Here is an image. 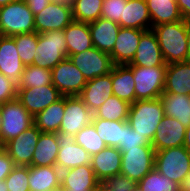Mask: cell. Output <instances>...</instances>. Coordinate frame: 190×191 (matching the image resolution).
Instances as JSON below:
<instances>
[{"mask_svg": "<svg viewBox=\"0 0 190 191\" xmlns=\"http://www.w3.org/2000/svg\"><path fill=\"white\" fill-rule=\"evenodd\" d=\"M165 63H179L188 60V22L180 20L162 23L152 27Z\"/></svg>", "mask_w": 190, "mask_h": 191, "instance_id": "1", "label": "cell"}, {"mask_svg": "<svg viewBox=\"0 0 190 191\" xmlns=\"http://www.w3.org/2000/svg\"><path fill=\"white\" fill-rule=\"evenodd\" d=\"M164 116L160 98L138 100L130 104L127 122L133 130L151 143Z\"/></svg>", "mask_w": 190, "mask_h": 191, "instance_id": "2", "label": "cell"}, {"mask_svg": "<svg viewBox=\"0 0 190 191\" xmlns=\"http://www.w3.org/2000/svg\"><path fill=\"white\" fill-rule=\"evenodd\" d=\"M35 32L34 14L24 0L0 7V35L14 36Z\"/></svg>", "mask_w": 190, "mask_h": 191, "instance_id": "3", "label": "cell"}, {"mask_svg": "<svg viewBox=\"0 0 190 191\" xmlns=\"http://www.w3.org/2000/svg\"><path fill=\"white\" fill-rule=\"evenodd\" d=\"M68 58L67 43L63 30H51L38 34V46L33 65L52 70Z\"/></svg>", "mask_w": 190, "mask_h": 191, "instance_id": "4", "label": "cell"}, {"mask_svg": "<svg viewBox=\"0 0 190 191\" xmlns=\"http://www.w3.org/2000/svg\"><path fill=\"white\" fill-rule=\"evenodd\" d=\"M128 66L132 69L135 81V101L151 100L161 96L164 92L167 65L149 68Z\"/></svg>", "mask_w": 190, "mask_h": 191, "instance_id": "5", "label": "cell"}, {"mask_svg": "<svg viewBox=\"0 0 190 191\" xmlns=\"http://www.w3.org/2000/svg\"><path fill=\"white\" fill-rule=\"evenodd\" d=\"M1 141L5 144L34 124V117L18 98L1 104Z\"/></svg>", "mask_w": 190, "mask_h": 191, "instance_id": "6", "label": "cell"}, {"mask_svg": "<svg viewBox=\"0 0 190 191\" xmlns=\"http://www.w3.org/2000/svg\"><path fill=\"white\" fill-rule=\"evenodd\" d=\"M155 168L160 174L180 184L190 171V153L184 146L155 151Z\"/></svg>", "mask_w": 190, "mask_h": 191, "instance_id": "7", "label": "cell"}, {"mask_svg": "<svg viewBox=\"0 0 190 191\" xmlns=\"http://www.w3.org/2000/svg\"><path fill=\"white\" fill-rule=\"evenodd\" d=\"M120 152L122 155L120 173L136 183L155 168L153 146H137L129 151Z\"/></svg>", "mask_w": 190, "mask_h": 191, "instance_id": "8", "label": "cell"}, {"mask_svg": "<svg viewBox=\"0 0 190 191\" xmlns=\"http://www.w3.org/2000/svg\"><path fill=\"white\" fill-rule=\"evenodd\" d=\"M68 58L83 74L86 81L109 74L114 66L109 53L100 51L96 47L69 55Z\"/></svg>", "mask_w": 190, "mask_h": 191, "instance_id": "9", "label": "cell"}, {"mask_svg": "<svg viewBox=\"0 0 190 191\" xmlns=\"http://www.w3.org/2000/svg\"><path fill=\"white\" fill-rule=\"evenodd\" d=\"M52 84L63 96H79L86 79L69 58L59 62L52 70Z\"/></svg>", "mask_w": 190, "mask_h": 191, "instance_id": "10", "label": "cell"}, {"mask_svg": "<svg viewBox=\"0 0 190 191\" xmlns=\"http://www.w3.org/2000/svg\"><path fill=\"white\" fill-rule=\"evenodd\" d=\"M41 131L35 124L4 144V150L15 166H32V157Z\"/></svg>", "mask_w": 190, "mask_h": 191, "instance_id": "11", "label": "cell"}, {"mask_svg": "<svg viewBox=\"0 0 190 191\" xmlns=\"http://www.w3.org/2000/svg\"><path fill=\"white\" fill-rule=\"evenodd\" d=\"M93 113L79 96H65L64 116L59 133L75 136L92 123Z\"/></svg>", "mask_w": 190, "mask_h": 191, "instance_id": "12", "label": "cell"}, {"mask_svg": "<svg viewBox=\"0 0 190 191\" xmlns=\"http://www.w3.org/2000/svg\"><path fill=\"white\" fill-rule=\"evenodd\" d=\"M57 140L59 151L55 165L60 171L91 164V155L75 142V136L57 133Z\"/></svg>", "mask_w": 190, "mask_h": 191, "instance_id": "13", "label": "cell"}, {"mask_svg": "<svg viewBox=\"0 0 190 191\" xmlns=\"http://www.w3.org/2000/svg\"><path fill=\"white\" fill-rule=\"evenodd\" d=\"M62 97L63 95L53 84L18 89L17 92V98L33 117Z\"/></svg>", "mask_w": 190, "mask_h": 191, "instance_id": "14", "label": "cell"}, {"mask_svg": "<svg viewBox=\"0 0 190 191\" xmlns=\"http://www.w3.org/2000/svg\"><path fill=\"white\" fill-rule=\"evenodd\" d=\"M73 20L71 10L51 2L44 10L34 15L35 32L41 34L51 30H64Z\"/></svg>", "mask_w": 190, "mask_h": 191, "instance_id": "15", "label": "cell"}, {"mask_svg": "<svg viewBox=\"0 0 190 191\" xmlns=\"http://www.w3.org/2000/svg\"><path fill=\"white\" fill-rule=\"evenodd\" d=\"M145 30L120 27L113 50L109 53L114 65L129 64L136 53Z\"/></svg>", "mask_w": 190, "mask_h": 191, "instance_id": "16", "label": "cell"}, {"mask_svg": "<svg viewBox=\"0 0 190 191\" xmlns=\"http://www.w3.org/2000/svg\"><path fill=\"white\" fill-rule=\"evenodd\" d=\"M186 127L177 119L164 116L151 142L155 151L183 146Z\"/></svg>", "mask_w": 190, "mask_h": 191, "instance_id": "17", "label": "cell"}, {"mask_svg": "<svg viewBox=\"0 0 190 191\" xmlns=\"http://www.w3.org/2000/svg\"><path fill=\"white\" fill-rule=\"evenodd\" d=\"M127 65L156 67L167 65L164 61L157 37L151 30H146L140 38L133 60Z\"/></svg>", "mask_w": 190, "mask_h": 191, "instance_id": "18", "label": "cell"}, {"mask_svg": "<svg viewBox=\"0 0 190 191\" xmlns=\"http://www.w3.org/2000/svg\"><path fill=\"white\" fill-rule=\"evenodd\" d=\"M24 68L14 38L0 35V73L18 84Z\"/></svg>", "mask_w": 190, "mask_h": 191, "instance_id": "19", "label": "cell"}, {"mask_svg": "<svg viewBox=\"0 0 190 191\" xmlns=\"http://www.w3.org/2000/svg\"><path fill=\"white\" fill-rule=\"evenodd\" d=\"M111 72L86 82L79 97L94 113L108 98L113 96Z\"/></svg>", "mask_w": 190, "mask_h": 191, "instance_id": "20", "label": "cell"}, {"mask_svg": "<svg viewBox=\"0 0 190 191\" xmlns=\"http://www.w3.org/2000/svg\"><path fill=\"white\" fill-rule=\"evenodd\" d=\"M99 181L90 164L61 171V191H90Z\"/></svg>", "mask_w": 190, "mask_h": 191, "instance_id": "21", "label": "cell"}, {"mask_svg": "<svg viewBox=\"0 0 190 191\" xmlns=\"http://www.w3.org/2000/svg\"><path fill=\"white\" fill-rule=\"evenodd\" d=\"M122 155L117 147L106 146L102 151L91 156V168L97 180L120 174Z\"/></svg>", "mask_w": 190, "mask_h": 191, "instance_id": "22", "label": "cell"}, {"mask_svg": "<svg viewBox=\"0 0 190 191\" xmlns=\"http://www.w3.org/2000/svg\"><path fill=\"white\" fill-rule=\"evenodd\" d=\"M93 47L110 53L116 42L120 25L103 17L89 23Z\"/></svg>", "mask_w": 190, "mask_h": 191, "instance_id": "23", "label": "cell"}, {"mask_svg": "<svg viewBox=\"0 0 190 191\" xmlns=\"http://www.w3.org/2000/svg\"><path fill=\"white\" fill-rule=\"evenodd\" d=\"M30 191H53L61 188V171L54 166H29Z\"/></svg>", "mask_w": 190, "mask_h": 191, "instance_id": "24", "label": "cell"}, {"mask_svg": "<svg viewBox=\"0 0 190 191\" xmlns=\"http://www.w3.org/2000/svg\"><path fill=\"white\" fill-rule=\"evenodd\" d=\"M164 92L180 95L190 93V61L167 65Z\"/></svg>", "mask_w": 190, "mask_h": 191, "instance_id": "25", "label": "cell"}, {"mask_svg": "<svg viewBox=\"0 0 190 191\" xmlns=\"http://www.w3.org/2000/svg\"><path fill=\"white\" fill-rule=\"evenodd\" d=\"M120 27L145 31L152 29V20L145 0H128Z\"/></svg>", "mask_w": 190, "mask_h": 191, "instance_id": "26", "label": "cell"}, {"mask_svg": "<svg viewBox=\"0 0 190 191\" xmlns=\"http://www.w3.org/2000/svg\"><path fill=\"white\" fill-rule=\"evenodd\" d=\"M67 56L93 48L89 23L73 20L64 30Z\"/></svg>", "mask_w": 190, "mask_h": 191, "instance_id": "27", "label": "cell"}, {"mask_svg": "<svg viewBox=\"0 0 190 191\" xmlns=\"http://www.w3.org/2000/svg\"><path fill=\"white\" fill-rule=\"evenodd\" d=\"M113 95L127 101L135 102V81L132 69L128 65H114L111 70Z\"/></svg>", "mask_w": 190, "mask_h": 191, "instance_id": "28", "label": "cell"}, {"mask_svg": "<svg viewBox=\"0 0 190 191\" xmlns=\"http://www.w3.org/2000/svg\"><path fill=\"white\" fill-rule=\"evenodd\" d=\"M59 143L57 133L41 132L32 157V166H54Z\"/></svg>", "mask_w": 190, "mask_h": 191, "instance_id": "29", "label": "cell"}, {"mask_svg": "<svg viewBox=\"0 0 190 191\" xmlns=\"http://www.w3.org/2000/svg\"><path fill=\"white\" fill-rule=\"evenodd\" d=\"M165 116L177 119L186 128L190 125V103L188 95L163 92L159 97Z\"/></svg>", "mask_w": 190, "mask_h": 191, "instance_id": "30", "label": "cell"}, {"mask_svg": "<svg viewBox=\"0 0 190 191\" xmlns=\"http://www.w3.org/2000/svg\"><path fill=\"white\" fill-rule=\"evenodd\" d=\"M64 109L65 96L34 116V124L41 132L59 133Z\"/></svg>", "mask_w": 190, "mask_h": 191, "instance_id": "31", "label": "cell"}, {"mask_svg": "<svg viewBox=\"0 0 190 191\" xmlns=\"http://www.w3.org/2000/svg\"><path fill=\"white\" fill-rule=\"evenodd\" d=\"M152 20V27L162 23L182 20L176 0H145Z\"/></svg>", "mask_w": 190, "mask_h": 191, "instance_id": "32", "label": "cell"}, {"mask_svg": "<svg viewBox=\"0 0 190 191\" xmlns=\"http://www.w3.org/2000/svg\"><path fill=\"white\" fill-rule=\"evenodd\" d=\"M130 104L117 96L108 98L94 113L93 118L127 121Z\"/></svg>", "mask_w": 190, "mask_h": 191, "instance_id": "33", "label": "cell"}, {"mask_svg": "<svg viewBox=\"0 0 190 191\" xmlns=\"http://www.w3.org/2000/svg\"><path fill=\"white\" fill-rule=\"evenodd\" d=\"M92 124L107 146L117 147L119 142L122 141L123 121L92 118Z\"/></svg>", "mask_w": 190, "mask_h": 191, "instance_id": "34", "label": "cell"}, {"mask_svg": "<svg viewBox=\"0 0 190 191\" xmlns=\"http://www.w3.org/2000/svg\"><path fill=\"white\" fill-rule=\"evenodd\" d=\"M52 84V72L40 66H25L21 79L17 84L18 89L33 88Z\"/></svg>", "mask_w": 190, "mask_h": 191, "instance_id": "35", "label": "cell"}, {"mask_svg": "<svg viewBox=\"0 0 190 191\" xmlns=\"http://www.w3.org/2000/svg\"><path fill=\"white\" fill-rule=\"evenodd\" d=\"M137 184L142 191H179V184L160 174L156 168L146 174Z\"/></svg>", "mask_w": 190, "mask_h": 191, "instance_id": "36", "label": "cell"}, {"mask_svg": "<svg viewBox=\"0 0 190 191\" xmlns=\"http://www.w3.org/2000/svg\"><path fill=\"white\" fill-rule=\"evenodd\" d=\"M103 0H76L73 19L78 22L90 23L101 17Z\"/></svg>", "mask_w": 190, "mask_h": 191, "instance_id": "37", "label": "cell"}, {"mask_svg": "<svg viewBox=\"0 0 190 191\" xmlns=\"http://www.w3.org/2000/svg\"><path fill=\"white\" fill-rule=\"evenodd\" d=\"M12 37L23 64L25 66L33 65L34 55L38 46V33L17 34Z\"/></svg>", "mask_w": 190, "mask_h": 191, "instance_id": "38", "label": "cell"}, {"mask_svg": "<svg viewBox=\"0 0 190 191\" xmlns=\"http://www.w3.org/2000/svg\"><path fill=\"white\" fill-rule=\"evenodd\" d=\"M75 142L82 146L91 156L99 153L107 146L92 123L82 128L75 135Z\"/></svg>", "mask_w": 190, "mask_h": 191, "instance_id": "39", "label": "cell"}, {"mask_svg": "<svg viewBox=\"0 0 190 191\" xmlns=\"http://www.w3.org/2000/svg\"><path fill=\"white\" fill-rule=\"evenodd\" d=\"M29 166H15L4 180L8 191H30Z\"/></svg>", "mask_w": 190, "mask_h": 191, "instance_id": "40", "label": "cell"}, {"mask_svg": "<svg viewBox=\"0 0 190 191\" xmlns=\"http://www.w3.org/2000/svg\"><path fill=\"white\" fill-rule=\"evenodd\" d=\"M137 146H152L144 137L133 130L127 121H123V136L117 148L120 151H129V149L137 148Z\"/></svg>", "mask_w": 190, "mask_h": 191, "instance_id": "41", "label": "cell"}, {"mask_svg": "<svg viewBox=\"0 0 190 191\" xmlns=\"http://www.w3.org/2000/svg\"><path fill=\"white\" fill-rule=\"evenodd\" d=\"M128 0H103L101 17L120 25Z\"/></svg>", "mask_w": 190, "mask_h": 191, "instance_id": "42", "label": "cell"}, {"mask_svg": "<svg viewBox=\"0 0 190 191\" xmlns=\"http://www.w3.org/2000/svg\"><path fill=\"white\" fill-rule=\"evenodd\" d=\"M100 182L108 191H132L137 184L135 181L130 180L126 175L121 173L104 178Z\"/></svg>", "mask_w": 190, "mask_h": 191, "instance_id": "43", "label": "cell"}, {"mask_svg": "<svg viewBox=\"0 0 190 191\" xmlns=\"http://www.w3.org/2000/svg\"><path fill=\"white\" fill-rule=\"evenodd\" d=\"M17 84L0 73V104L17 98Z\"/></svg>", "mask_w": 190, "mask_h": 191, "instance_id": "44", "label": "cell"}, {"mask_svg": "<svg viewBox=\"0 0 190 191\" xmlns=\"http://www.w3.org/2000/svg\"><path fill=\"white\" fill-rule=\"evenodd\" d=\"M14 167V161L7 152L0 153V181L5 180Z\"/></svg>", "mask_w": 190, "mask_h": 191, "instance_id": "45", "label": "cell"}, {"mask_svg": "<svg viewBox=\"0 0 190 191\" xmlns=\"http://www.w3.org/2000/svg\"><path fill=\"white\" fill-rule=\"evenodd\" d=\"M24 2L31 12L36 15L44 10L51 3V0H24Z\"/></svg>", "mask_w": 190, "mask_h": 191, "instance_id": "46", "label": "cell"}, {"mask_svg": "<svg viewBox=\"0 0 190 191\" xmlns=\"http://www.w3.org/2000/svg\"><path fill=\"white\" fill-rule=\"evenodd\" d=\"M182 19L190 22V0H176Z\"/></svg>", "mask_w": 190, "mask_h": 191, "instance_id": "47", "label": "cell"}, {"mask_svg": "<svg viewBox=\"0 0 190 191\" xmlns=\"http://www.w3.org/2000/svg\"><path fill=\"white\" fill-rule=\"evenodd\" d=\"M51 2H55L59 6H63L67 9L73 11L76 0H51Z\"/></svg>", "mask_w": 190, "mask_h": 191, "instance_id": "48", "label": "cell"}, {"mask_svg": "<svg viewBox=\"0 0 190 191\" xmlns=\"http://www.w3.org/2000/svg\"><path fill=\"white\" fill-rule=\"evenodd\" d=\"M179 191H190V171L185 175L179 184Z\"/></svg>", "mask_w": 190, "mask_h": 191, "instance_id": "49", "label": "cell"}, {"mask_svg": "<svg viewBox=\"0 0 190 191\" xmlns=\"http://www.w3.org/2000/svg\"><path fill=\"white\" fill-rule=\"evenodd\" d=\"M183 146L190 153V125L186 128Z\"/></svg>", "mask_w": 190, "mask_h": 191, "instance_id": "50", "label": "cell"}, {"mask_svg": "<svg viewBox=\"0 0 190 191\" xmlns=\"http://www.w3.org/2000/svg\"><path fill=\"white\" fill-rule=\"evenodd\" d=\"M90 191H108L101 182H98Z\"/></svg>", "mask_w": 190, "mask_h": 191, "instance_id": "51", "label": "cell"}, {"mask_svg": "<svg viewBox=\"0 0 190 191\" xmlns=\"http://www.w3.org/2000/svg\"><path fill=\"white\" fill-rule=\"evenodd\" d=\"M188 60L190 61V22H188Z\"/></svg>", "mask_w": 190, "mask_h": 191, "instance_id": "52", "label": "cell"}, {"mask_svg": "<svg viewBox=\"0 0 190 191\" xmlns=\"http://www.w3.org/2000/svg\"><path fill=\"white\" fill-rule=\"evenodd\" d=\"M0 191H8L4 180L0 181Z\"/></svg>", "mask_w": 190, "mask_h": 191, "instance_id": "53", "label": "cell"}, {"mask_svg": "<svg viewBox=\"0 0 190 191\" xmlns=\"http://www.w3.org/2000/svg\"><path fill=\"white\" fill-rule=\"evenodd\" d=\"M16 1V0H0V7L6 6L7 4Z\"/></svg>", "mask_w": 190, "mask_h": 191, "instance_id": "54", "label": "cell"}, {"mask_svg": "<svg viewBox=\"0 0 190 191\" xmlns=\"http://www.w3.org/2000/svg\"><path fill=\"white\" fill-rule=\"evenodd\" d=\"M2 109H1V104H0V140H1V127H2Z\"/></svg>", "mask_w": 190, "mask_h": 191, "instance_id": "55", "label": "cell"}, {"mask_svg": "<svg viewBox=\"0 0 190 191\" xmlns=\"http://www.w3.org/2000/svg\"><path fill=\"white\" fill-rule=\"evenodd\" d=\"M132 191H142V189L138 184H136Z\"/></svg>", "mask_w": 190, "mask_h": 191, "instance_id": "56", "label": "cell"}, {"mask_svg": "<svg viewBox=\"0 0 190 191\" xmlns=\"http://www.w3.org/2000/svg\"><path fill=\"white\" fill-rule=\"evenodd\" d=\"M4 151V143L0 140V153Z\"/></svg>", "mask_w": 190, "mask_h": 191, "instance_id": "57", "label": "cell"}]
</instances>
